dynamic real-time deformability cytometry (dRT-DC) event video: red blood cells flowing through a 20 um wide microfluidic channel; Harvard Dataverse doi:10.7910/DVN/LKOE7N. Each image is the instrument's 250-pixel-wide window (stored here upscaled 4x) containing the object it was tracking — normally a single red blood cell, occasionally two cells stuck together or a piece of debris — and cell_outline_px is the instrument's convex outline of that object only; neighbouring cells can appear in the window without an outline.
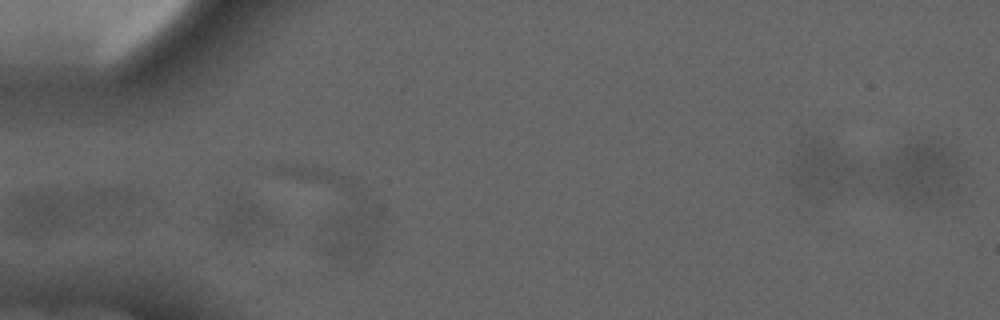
{"species": "common noctule bat (a hibernating species)", "species_latin": "Nyctalus noctula", "temperature_condition": "cold", "stored_images_in_passage": 2, "segment_of_instrument_passage": [1, 2], "camera_frame_rate_fps": 3000, "um_per_image_px": 0.085, "animal": {"sex": "male", "forearm_length_mm": 52.5}, "frame": {"image": 1, "passage_image": 1, "time_ms": 0.0, "image_size_px": [1000, 320], "cell_outline_px": [[380, 232], [376, 240], [356, 260], [332, 256], [324, 252], [324, 248], [328, 216], [340, 212], [376, 204], [380, 212]], "centroid_in_image_um": [29.94, 19.72], "position_along_channel_um": 55.1, "area_um2": 16.99}}